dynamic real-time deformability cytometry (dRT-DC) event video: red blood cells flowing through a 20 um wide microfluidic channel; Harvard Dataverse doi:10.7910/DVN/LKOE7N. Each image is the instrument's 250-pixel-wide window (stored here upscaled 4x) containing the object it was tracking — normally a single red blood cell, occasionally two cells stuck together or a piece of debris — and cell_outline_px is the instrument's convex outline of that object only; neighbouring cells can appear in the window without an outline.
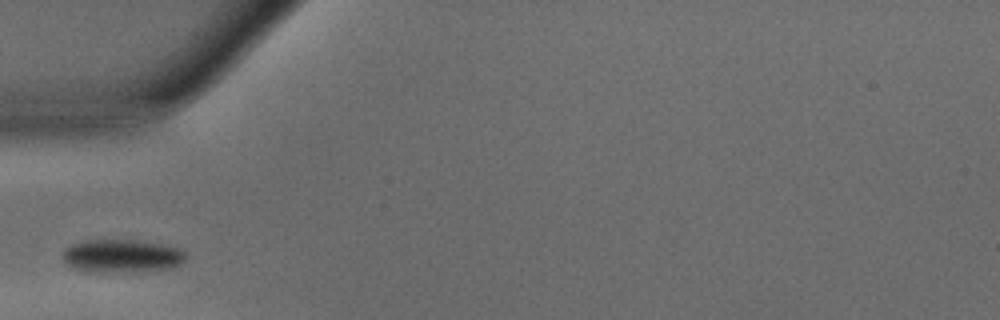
{"species": "common noctule bat (a hibernating species)", "species_latin": "Nyctalus noctula", "temperature_condition": "warm", "stored_images_in_passage": 24, "camera_frame_rate_fps": 3000, "um_per_image_px": 0.085, "animal": {"sex": "male", "body_mass_g": 15.6}, "frame": {"image": 1, "passage_image": 1, "time_ms": 0.0, "image_size_px": [1000, 320], "cell_outline_px": [[184, 260], [180, 264], [168, 268], [132, 272], [88, 272], [76, 268], [68, 264], [60, 256], [64, 248], [72, 244], [88, 240], [132, 240], [164, 244], [176, 248], [184, 252]], "centroid_in_image_um": [10.3, 21.76], "position_along_channel_um": 74.7, "area_um2": 23.64}}
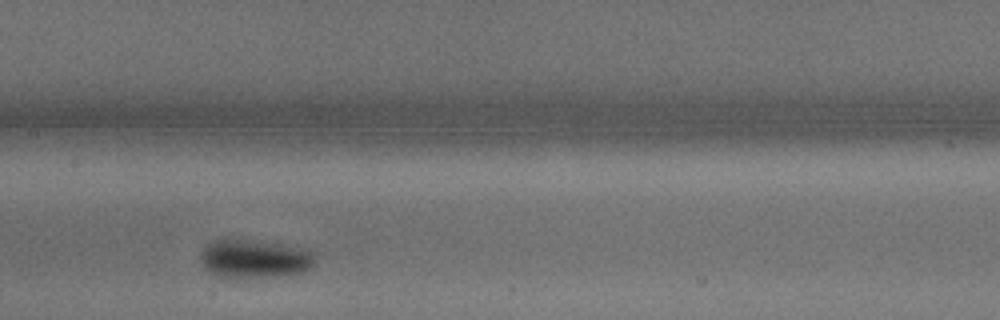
{"frame": {"image": 2, "passage_image": 9, "time_ms": 2.667, "image_size_px": [1000, 320], "cell_outline_px": [[312, 264], [308, 268], [300, 272], [276, 276], [244, 280], [224, 280], [216, 276], [200, 260], [200, 256], [204, 248], [208, 244], [216, 240], [240, 240], [276, 244], [308, 248], [312, 252]], "centroid_in_image_um": [21.58, 22.06], "position_along_channel_um": 185.8, "area_um2": 25.55}}
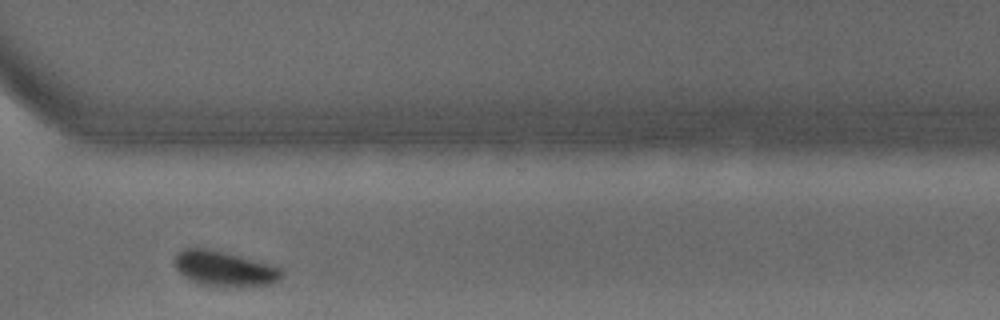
{"frame": {"image": 3, "passage_image": 21, "time_ms": 6.667, "image_size_px": [1000, 320], "cell_outline_px": [[284, 276], [280, 280], [272, 284], [200, 284], [188, 280], [176, 268], [176, 256], [184, 248], [208, 248], [224, 252], [268, 264], [280, 268], [284, 272]], "centroid_in_image_um": [19.07, 22.8], "position_along_channel_um": 351.5, "area_um2": 20.92}}